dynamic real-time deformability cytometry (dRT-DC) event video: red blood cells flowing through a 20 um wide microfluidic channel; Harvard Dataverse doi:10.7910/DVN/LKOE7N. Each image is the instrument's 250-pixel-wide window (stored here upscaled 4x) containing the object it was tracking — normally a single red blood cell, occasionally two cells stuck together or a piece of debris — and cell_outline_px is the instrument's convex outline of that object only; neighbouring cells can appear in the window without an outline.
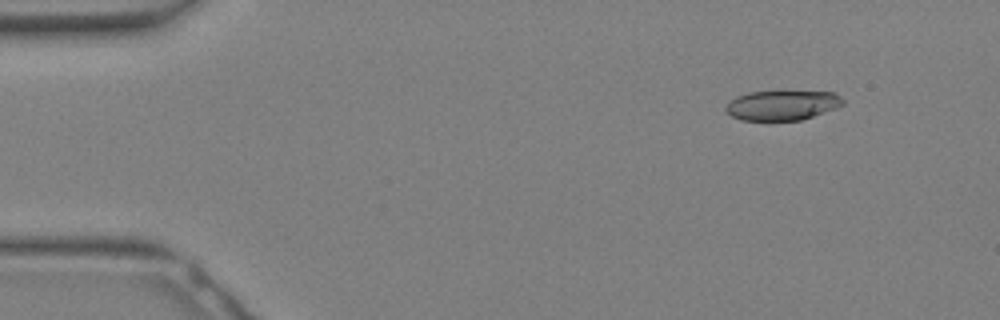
{"species": "Egyptian fruit bat (a non-hibernating species)", "species_latin": "Rousettus aegyptiacus", "temperature_condition": "warm", "stored_images_in_passage": 15, "camera_frame_rate_fps": 3000, "um_per_image_px": 0.085, "animal": {"sex": "female"}, "frame": {"image": 1, "passage_image": 1, "time_ms": 0.0, "image_size_px": [1000, 320], "cell_outline_px": [[844, 104], [836, 108], [800, 120], [740, 120], [732, 116], [724, 108], [736, 96], [748, 92], [836, 92], [844, 100]], "centroid_in_image_um": [66.5, 8.95], "position_along_channel_um": 18.5, "area_um2": 20.06}}
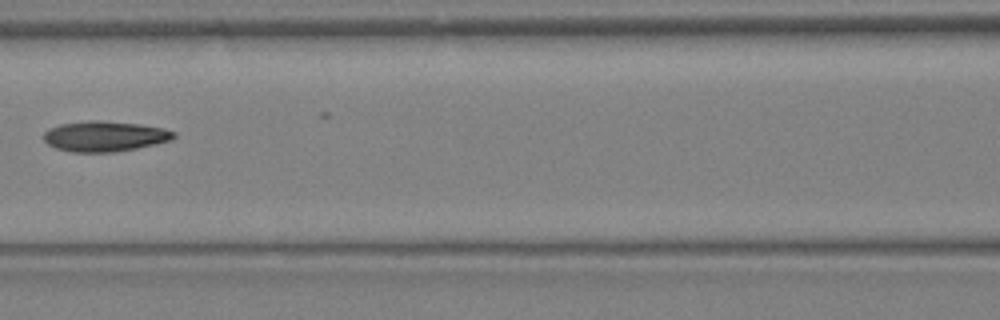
{"frame": {"image": 2, "passage_image": 12, "time_ms": 3.667, "image_size_px": [1000, 320], "cell_outline_px": [[176, 136], [172, 140], [136, 148], [112, 152], [72, 152], [56, 148], [48, 144], [44, 140], [44, 132], [48, 128], [60, 124], [88, 120], [100, 120], [140, 124], [164, 128], [176, 132]], "centroid_in_image_um": [8.9, 11.57], "position_along_channel_um": 157.7, "area_um2": 23.12}}
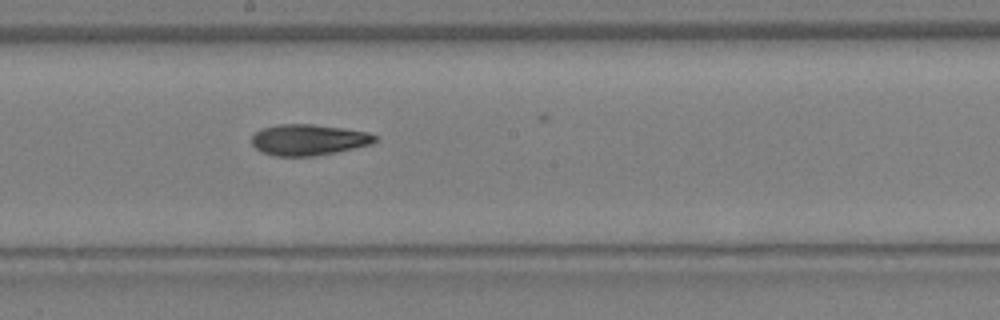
{"frame": {"image": 3, "passage_image": 15, "time_ms": 4.667, "image_size_px": [1000, 320], "cell_outline_px": [[376, 140], [372, 144], [336, 152], [312, 156], [276, 156], [260, 152], [252, 144], [252, 136], [256, 132], [264, 128], [276, 124], [312, 124], [368, 132], [376, 136]], "centroid_in_image_um": [26.2, 11.89], "position_along_channel_um": 222.0, "area_um2": 22.14}}